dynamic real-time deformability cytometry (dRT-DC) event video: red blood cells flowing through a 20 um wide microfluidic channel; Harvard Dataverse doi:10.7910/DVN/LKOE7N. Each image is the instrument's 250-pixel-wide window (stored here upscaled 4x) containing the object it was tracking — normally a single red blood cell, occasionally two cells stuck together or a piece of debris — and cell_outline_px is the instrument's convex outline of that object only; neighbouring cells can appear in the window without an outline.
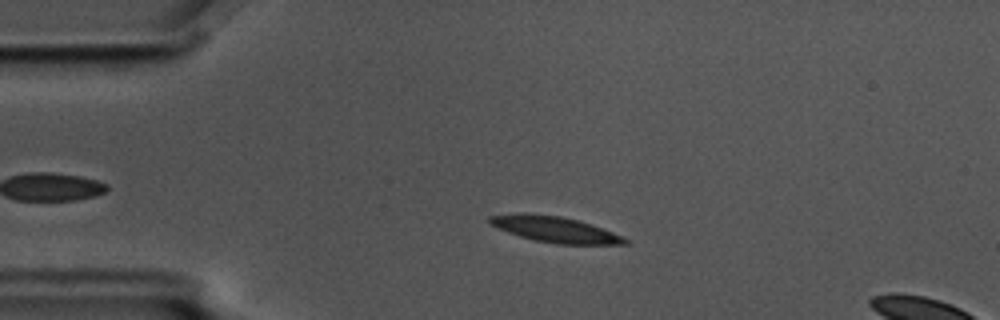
{"species": "common noctule bat (a hibernating species)", "species_latin": "Nyctalus noctula", "temperature_condition": "cold", "stored_images_in_passage": 4, "camera_frame_rate_fps": 3000, "um_per_image_px": 0.085, "animal": {"sex": "male", "body_mass_g": 17.5, "forearm_length_mm": 52.3}, "frame": {"image": 1, "passage_image": 2, "time_ms": 0.333, "image_size_px": [1000, 320], "cell_outline_px": [[628, 244], [556, 244], [536, 240], [520, 236], [508, 232], [492, 224], [488, 220], [488, 216], [520, 212], [528, 212], [560, 216], [580, 220], [612, 232], [628, 240]], "centroid_in_image_um": [47.15, 19.48], "position_along_channel_um": 37.9, "area_um2": 20.23}}